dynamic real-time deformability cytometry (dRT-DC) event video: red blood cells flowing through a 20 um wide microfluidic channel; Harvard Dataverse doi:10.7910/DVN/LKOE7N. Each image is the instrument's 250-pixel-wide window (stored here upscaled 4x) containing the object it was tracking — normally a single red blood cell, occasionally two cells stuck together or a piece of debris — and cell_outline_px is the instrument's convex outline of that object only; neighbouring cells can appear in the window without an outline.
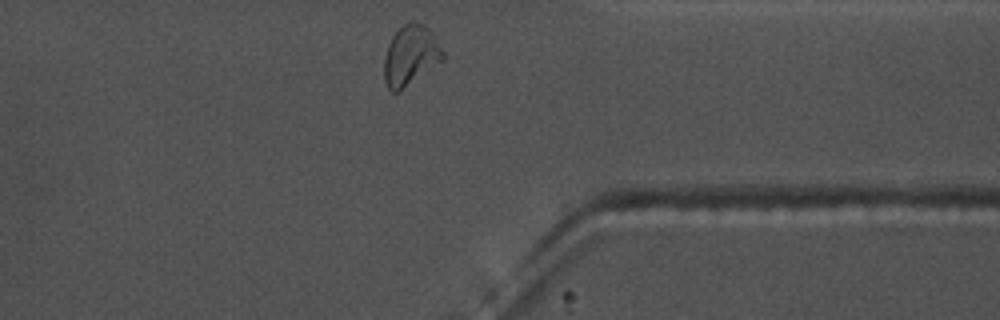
{"species": "common noctule bat (a hibernating species)", "species_latin": "Nyctalus noctula", "temperature_condition": "warm", "stored_images_in_passage": 31, "camera_frame_rate_fps": 3000, "um_per_image_px": 0.085, "animal": {"sex": "male", "body_mass_g": 17.5, "forearm_length_mm": 52.3}, "frame": {"image": 1, "passage_image": 31, "time_ms": 10.0, "image_size_px": [1000, 320], "cell_outline_px": [[444, 60], [396, 92], [392, 92], [388, 88], [384, 80], [384, 56], [388, 44], [392, 36], [404, 24], [412, 20], [424, 24], [432, 32], [444, 52]], "centroid_in_image_um": [34.89, 4.68], "position_along_channel_um": 376.5, "area_um2": 20.4}, "authors_computed_cell_mechanics": {"area_um2": 18.3804, "velocity_mm_per_s": 3.6322, "shape_relaxation_time_tau1_ms": 7.5863, "shape_relaxation_time_tau2_ms": 2.0366, "deformation_change_tau1": 0.2002, "deformation_change_tau2": 0.0797}}